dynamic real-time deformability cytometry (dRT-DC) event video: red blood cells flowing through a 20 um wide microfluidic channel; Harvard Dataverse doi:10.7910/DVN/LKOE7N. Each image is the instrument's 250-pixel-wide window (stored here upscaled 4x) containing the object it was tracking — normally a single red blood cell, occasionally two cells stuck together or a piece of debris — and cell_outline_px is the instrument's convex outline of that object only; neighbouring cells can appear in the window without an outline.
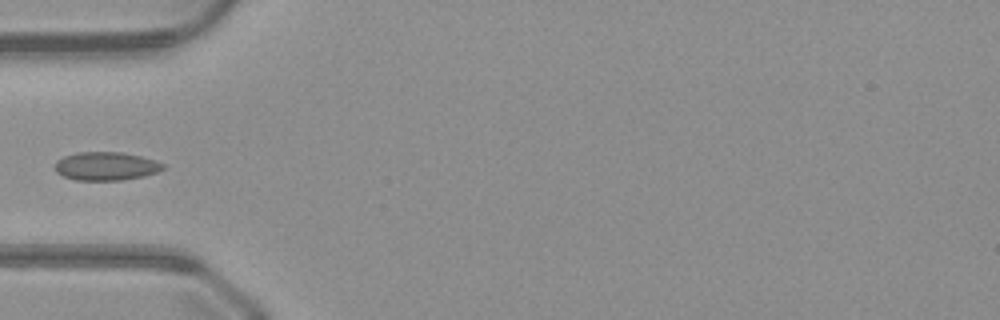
{"species": "common noctule bat (a hibernating species)", "species_latin": "Nyctalus noctula", "temperature_condition": "warm", "stored_images_in_passage": 13, "camera_frame_rate_fps": 3000, "um_per_image_px": 0.085, "animal": {"sex": "male", "body_mass_g": 23.1, "forearm_length_mm": 52.7}, "frame": {"image": 1, "passage_image": 1, "time_ms": 0.0, "image_size_px": [1000, 320], "cell_outline_px": [[164, 168], [156, 172], [144, 176], [120, 180], [76, 180], [64, 176], [56, 172], [56, 160], [64, 156], [76, 152], [124, 152], [156, 160], [164, 164]], "centroid_in_image_um": [9.01, 14.11], "position_along_channel_um": 76.0, "area_um2": 17.86}}